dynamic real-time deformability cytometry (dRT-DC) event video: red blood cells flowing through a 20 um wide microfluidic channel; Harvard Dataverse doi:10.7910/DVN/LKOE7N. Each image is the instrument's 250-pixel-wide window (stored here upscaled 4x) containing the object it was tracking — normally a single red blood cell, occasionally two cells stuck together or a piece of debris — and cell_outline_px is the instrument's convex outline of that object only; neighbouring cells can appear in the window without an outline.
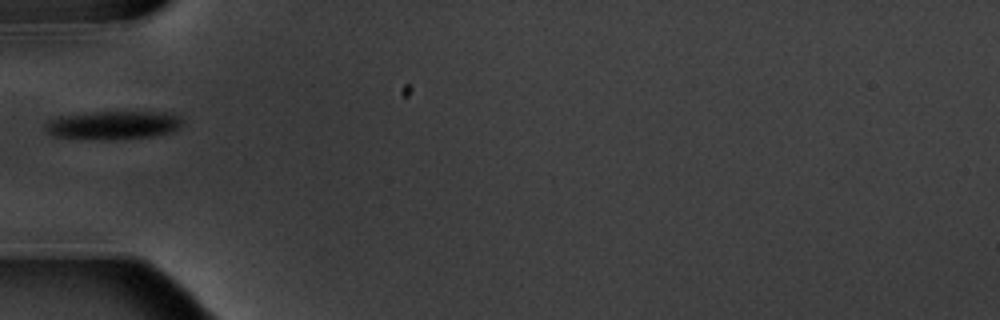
{"species": "common noctule bat (a hibernating species)", "species_latin": "Nyctalus noctula", "temperature_condition": "warm", "stored_images_in_passage": 3, "camera_frame_rate_fps": 3000, "um_per_image_px": 0.085, "animal": {"sex": "male", "body_mass_g": 20.1, "forearm_length_mm": 53.5}, "frame": {"image": 1, "passage_image": 3, "time_ms": 2.333, "image_size_px": [1000, 320], "cell_outline_px": [[184, 124], [172, 132], [156, 136], [100, 140], [52, 136], [44, 128], [44, 124], [60, 116], [92, 112], [172, 112], [180, 116], [184, 120]], "centroid_in_image_um": [9.69, 10.63], "position_along_channel_um": 75.3, "area_um2": 22.95}}